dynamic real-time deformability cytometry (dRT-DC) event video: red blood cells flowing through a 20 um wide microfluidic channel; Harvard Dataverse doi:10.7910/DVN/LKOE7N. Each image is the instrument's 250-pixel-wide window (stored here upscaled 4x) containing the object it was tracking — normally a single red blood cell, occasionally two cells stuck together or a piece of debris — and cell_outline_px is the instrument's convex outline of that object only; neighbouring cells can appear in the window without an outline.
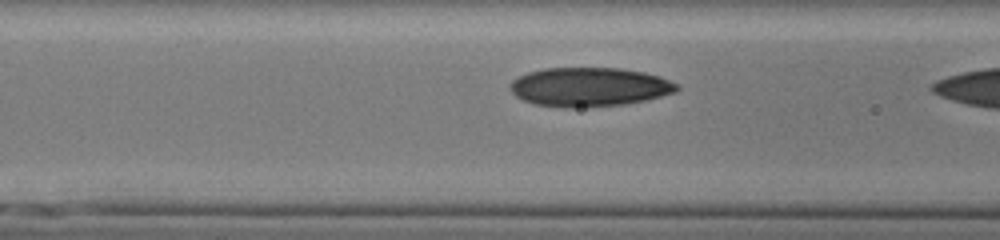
{"species": "human", "species_latin": "Homo sapiens", "temperature_condition": "cold", "stored_images_in_passage": 11, "camera_frame_rate_fps": 3000, "um_per_image_px": 0.085, "donor": {"sex": "male"}, "frame": {"image": 1, "passage_image": 10, "time_ms": 3.0, "image_size_px": [1000, 240], "cell_outline_px": [[680, 88], [676, 92], [644, 100], [624, 104], [572, 108], [536, 104], [524, 100], [516, 96], [508, 88], [508, 84], [512, 80], [528, 72], [544, 68], [620, 68], [644, 72], [660, 76], [680, 84]], "centroid_in_image_um": [50.11, 7.38], "position_along_channel_um": 116.5, "area_um2": 37.92}}